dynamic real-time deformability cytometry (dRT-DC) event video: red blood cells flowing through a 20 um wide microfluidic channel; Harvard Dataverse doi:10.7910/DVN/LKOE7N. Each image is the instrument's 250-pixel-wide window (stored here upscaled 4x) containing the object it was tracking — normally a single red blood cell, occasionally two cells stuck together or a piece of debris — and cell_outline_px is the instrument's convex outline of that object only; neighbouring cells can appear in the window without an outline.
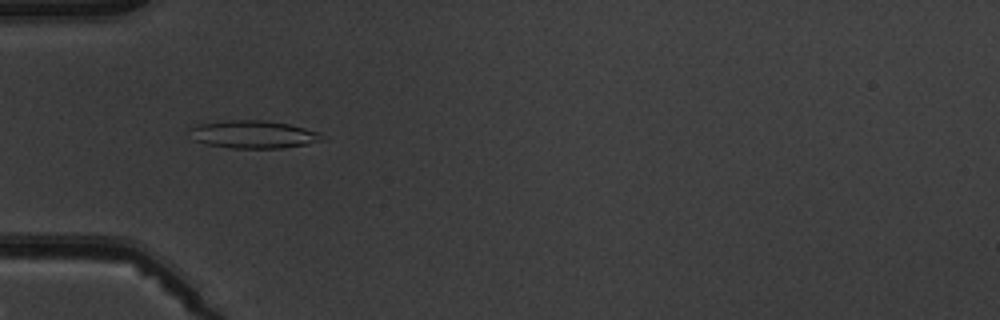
{"species": "common noctule bat (a hibernating species)", "species_latin": "Nyctalus noctula", "temperature_condition": "warm", "stored_images_in_passage": 8, "camera_frame_rate_fps": 3000, "um_per_image_px": 0.085, "animal": {"sex": "male", "body_mass_g": 19.5, "forearm_length_mm": 54.6}, "frame": {"image": 1, "passage_image": 6, "time_ms": 5.667, "image_size_px": [1000, 320], "cell_outline_px": [[320, 140], [308, 144], [284, 148], [232, 148], [204, 144], [192, 140], [188, 128], [200, 124], [224, 120], [264, 120], [288, 124], [320, 132]], "centroid_in_image_um": [21.45, 11.42], "position_along_channel_um": 63.5, "area_um2": 21.44}}
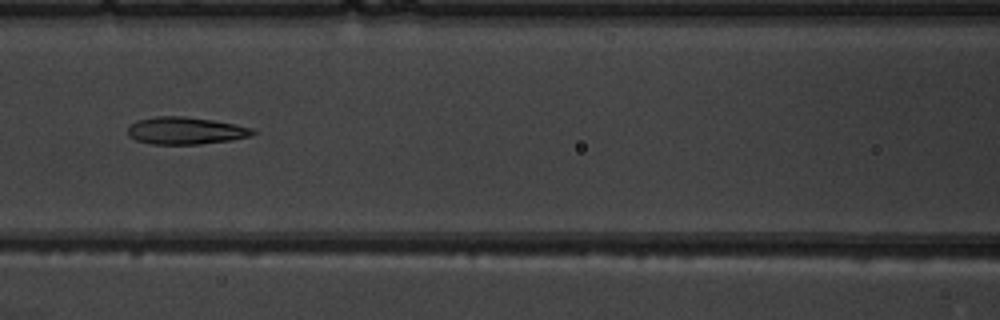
{"frame": {"image": 2, "passage_image": 8, "time_ms": 8.0, "image_size_px": [1000, 320], "cell_outline_px": [[256, 132], [252, 136], [232, 140], [200, 144], [152, 144], [136, 140], [128, 136], [128, 128], [136, 120], [156, 116], [184, 116], [212, 120], [236, 124], [252, 128]], "centroid_in_image_um": [15.78, 11.11], "position_along_channel_um": 150.8, "area_um2": 19.94}}